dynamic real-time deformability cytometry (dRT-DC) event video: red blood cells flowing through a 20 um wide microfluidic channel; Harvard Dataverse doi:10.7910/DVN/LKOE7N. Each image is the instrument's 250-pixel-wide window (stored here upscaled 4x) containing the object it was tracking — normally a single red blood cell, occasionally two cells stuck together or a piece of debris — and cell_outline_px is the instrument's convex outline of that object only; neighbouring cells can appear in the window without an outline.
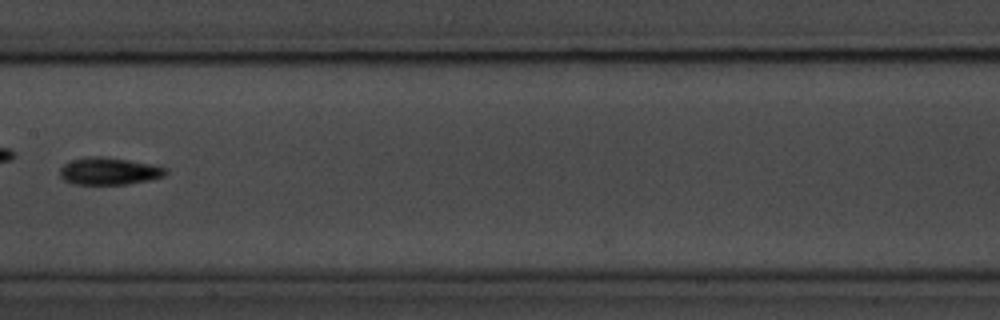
{"species": "common noctule bat (a hibernating species)", "species_latin": "Nyctalus noctula", "temperature_condition": "room temperature", "stored_images_in_passage": 8, "camera_frame_rate_fps": 3000, "um_per_image_px": 0.085, "animal": {"sex": "male", "body_mass_g": 20.1, "forearm_length_mm": 53.5}, "frame": {"image": 1, "passage_image": 8, "time_ms": 9.0, "image_size_px": [1000, 320], "cell_outline_px": [[168, 172], [164, 176], [148, 180], [128, 184], [72, 184], [64, 180], [60, 176], [60, 168], [64, 164], [72, 160], [88, 156], [104, 156], [128, 160], [168, 168]], "centroid_in_image_um": [9.25, 14.55], "position_along_channel_um": 198.2, "area_um2": 16.76}}